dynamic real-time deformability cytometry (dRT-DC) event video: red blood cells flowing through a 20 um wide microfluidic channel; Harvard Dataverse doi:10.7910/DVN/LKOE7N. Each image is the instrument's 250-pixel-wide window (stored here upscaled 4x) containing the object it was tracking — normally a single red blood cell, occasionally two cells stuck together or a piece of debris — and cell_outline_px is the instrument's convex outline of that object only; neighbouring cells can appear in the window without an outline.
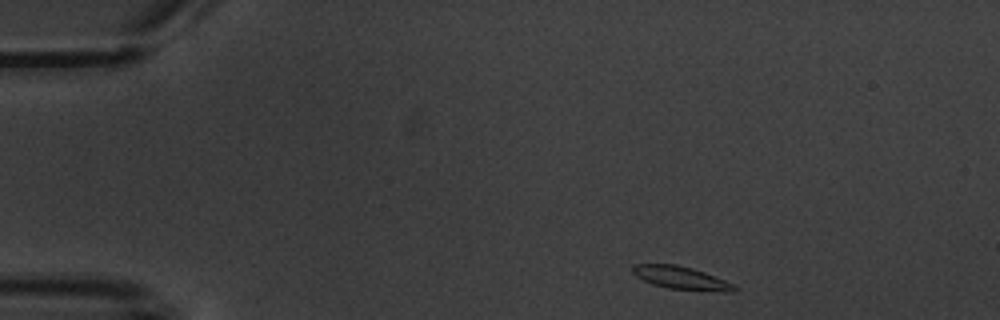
{"species": "common noctule bat (a hibernating species)", "species_latin": "Nyctalus noctula", "temperature_condition": "warm", "stored_images_in_passage": 3, "camera_frame_rate_fps": 3000, "um_per_image_px": 0.085, "animal": {"sex": "male", "body_mass_g": 20.1, "forearm_length_mm": 53.5}, "frame": {"image": 1, "passage_image": 1, "time_ms": 0.0, "image_size_px": [1000, 320], "cell_outline_px": [[740, 288], [736, 292], [724, 292], [668, 288], [652, 284], [636, 276], [632, 272], [632, 264], [676, 264], [692, 268], [704, 272], [736, 284]], "centroid_in_image_um": [57.97, 23.63], "position_along_channel_um": 27.0, "area_um2": 13.76}}